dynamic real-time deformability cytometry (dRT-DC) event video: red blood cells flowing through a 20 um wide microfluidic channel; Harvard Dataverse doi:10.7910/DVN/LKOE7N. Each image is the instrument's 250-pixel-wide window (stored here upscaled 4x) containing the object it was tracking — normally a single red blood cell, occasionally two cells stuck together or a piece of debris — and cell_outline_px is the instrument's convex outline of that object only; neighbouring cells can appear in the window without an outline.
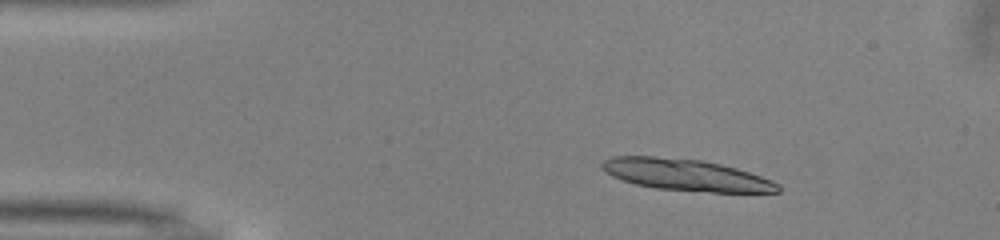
{"species": "common noctule bat (a hibernating species)", "species_latin": "Nyctalus noctula", "temperature_condition": "warm", "stored_images_in_passage": 42, "camera_frame_rate_fps": 3000, "um_per_image_px": 0.085, "animal": {"sex": "male", "body_mass_g": 13.0, "forearm_length_mm": 53.1}, "frame": {"image": 1, "passage_image": 7, "time_ms": 2.0, "image_size_px": [1000, 240], "cell_outline_px": [[780, 192], [712, 192], [656, 188], [636, 184], [612, 176], [600, 164], [604, 160], [612, 156], [656, 156], [700, 160], [720, 164], [736, 168], [772, 180], [780, 184]], "centroid_in_image_um": [58.33, 14.86], "position_along_channel_um": 26.7, "area_um2": 32.02}}
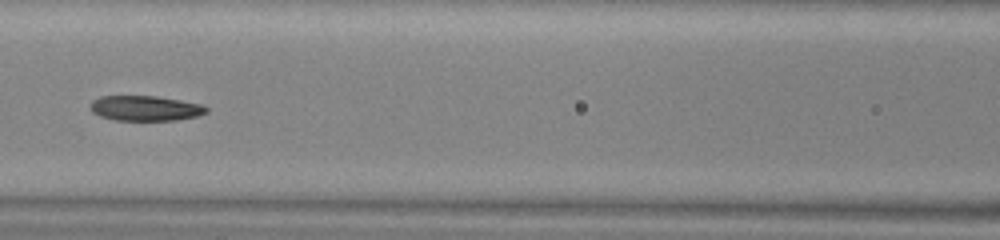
{"frame": {"image": 2, "passage_image": 22, "time_ms": 7.0, "image_size_px": [1000, 240], "cell_outline_px": [[208, 112], [196, 116], [176, 120], [116, 120], [100, 116], [92, 112], [92, 100], [100, 96], [156, 96], [204, 104], [208, 108]], "centroid_in_image_um": [12.39, 9.19], "position_along_channel_um": 154.2, "area_um2": 16.94}}
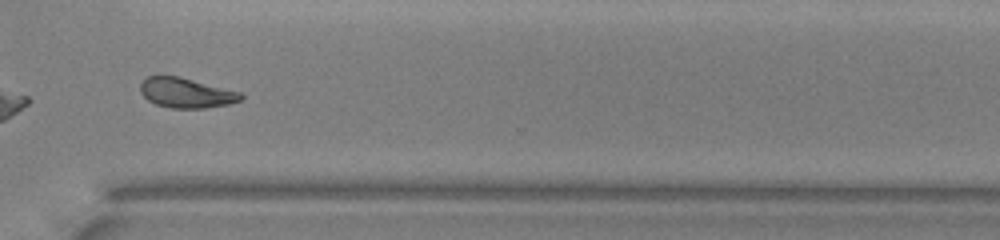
{"frame": {"image": 3, "passage_image": 37, "time_ms": 12.0, "image_size_px": [1000, 240], "cell_outline_px": [[244, 96], [240, 100], [228, 104], [204, 108], [172, 108], [156, 104], [148, 100], [140, 92], [140, 84], [148, 76], [180, 76], [240, 92]], "centroid_in_image_um": [15.81, 7.89], "position_along_channel_um": 354.8, "area_um2": 17.4}, "authors_computed_cell_mechanics": {"area_um2": 18.4093, "velocity_mm_per_s": 4.0095, "shape_relaxation_time_tau1_ms": 4.4136, "shape_relaxation_time_tau2_ms": 2.042, "deformation_change_tau1": 0.151, "deformation_change_tau2": 0.0709}}